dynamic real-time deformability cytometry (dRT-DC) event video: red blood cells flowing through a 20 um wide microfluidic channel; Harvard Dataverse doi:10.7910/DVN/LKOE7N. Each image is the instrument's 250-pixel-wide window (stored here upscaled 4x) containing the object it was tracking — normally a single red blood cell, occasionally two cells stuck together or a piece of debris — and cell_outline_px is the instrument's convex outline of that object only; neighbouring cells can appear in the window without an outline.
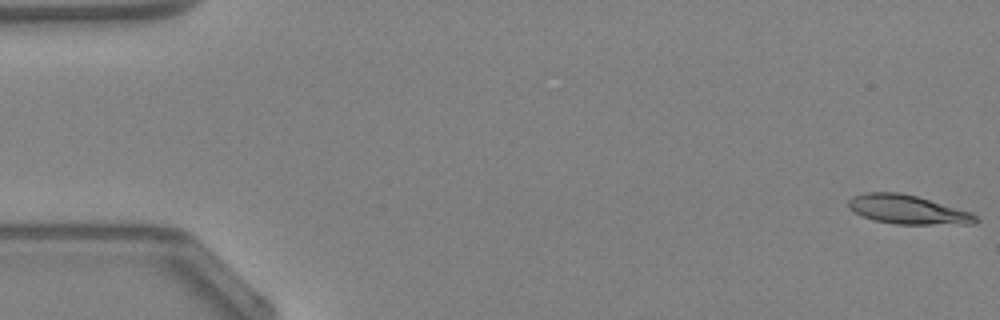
{"species": "Egyptian fruit bat (a non-hibernating species)", "species_latin": "Rousettus aegyptiacus", "temperature_condition": "warm", "stored_images_in_passage": 48, "camera_frame_rate_fps": 3000, "um_per_image_px": 0.085, "animal": {"sex": "female"}, "frame": {"image": 1, "passage_image": 1, "time_ms": 0.0, "image_size_px": [1000, 320], "cell_outline_px": [[980, 220], [976, 224], [896, 224], [872, 220], [860, 216], [848, 208], [848, 200], [852, 196], [864, 192], [900, 192], [916, 196], [972, 212], [980, 216]], "centroid_in_image_um": [77.16, 17.82], "position_along_channel_um": 7.8, "area_um2": 21.85}}
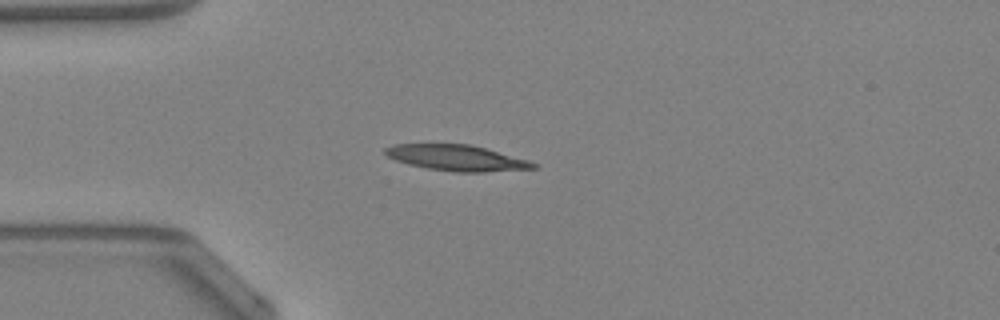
{"frame": {"image": 2, "passage_image": 13, "time_ms": 4.0, "image_size_px": [1000, 320], "cell_outline_px": [[536, 168], [484, 172], [456, 172], [428, 168], [408, 164], [396, 160], [388, 156], [384, 152], [384, 148], [392, 144], [468, 144], [484, 148], [528, 160], [536, 164]], "centroid_in_image_um": [38.77, 13.42], "position_along_channel_um": 46.2, "area_um2": 21.96}}
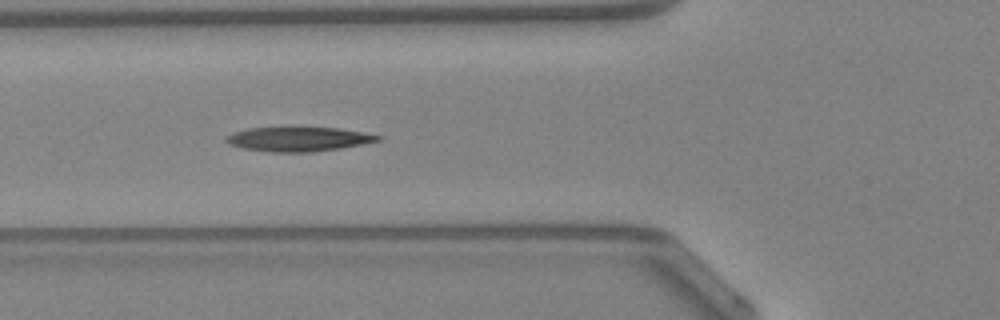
{"frame": {"image": 3, "passage_image": 18, "time_ms": 5.667, "image_size_px": [1000, 320], "cell_outline_px": [[380, 140], [340, 148], [312, 152], [272, 152], [244, 148], [228, 144], [224, 140], [232, 132], [248, 128], [340, 128], [364, 132], [380, 136]], "centroid_in_image_um": [25.33, 11.83], "position_along_channel_um": 100.5, "area_um2": 21.21}, "authors_computed_cell_mechanics": {"area_um2": 21.4149, "velocity_mm_per_s": 4.2788, "shape_relaxation_time_tau1_ms": 5.9566, "shape_relaxation_time_tau2_ms": null, "deformation_change_tau1": 0.2099, "deformation_change_tau2": null}}